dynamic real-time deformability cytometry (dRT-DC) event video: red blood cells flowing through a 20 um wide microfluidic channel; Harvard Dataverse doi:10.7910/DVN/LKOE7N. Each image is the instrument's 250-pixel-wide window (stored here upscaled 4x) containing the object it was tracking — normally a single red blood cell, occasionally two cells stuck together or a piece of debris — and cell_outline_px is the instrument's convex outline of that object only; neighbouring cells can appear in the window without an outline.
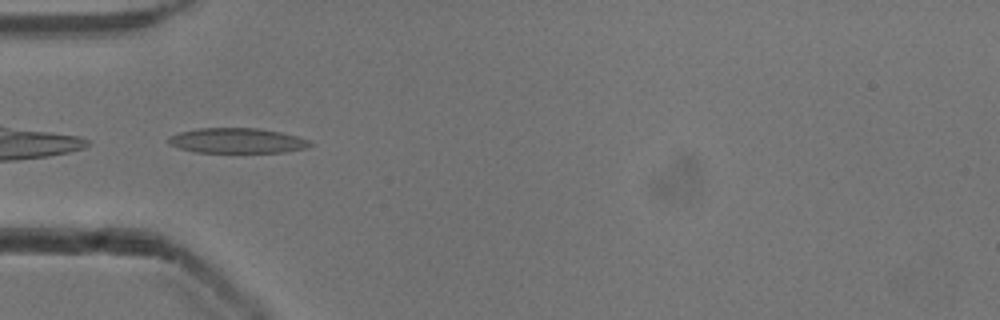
{"species": "common noctule bat (a hibernating species)", "species_latin": "Nyctalus noctula", "temperature_condition": "cold", "stored_images_in_passage": 35, "camera_frame_rate_fps": 3000, "um_per_image_px": 0.085, "animal": {"sex": "male", "body_mass_g": 13.3}, "frame": {"image": 1, "passage_image": 1, "time_ms": 0.0, "image_size_px": [1000, 320], "cell_outline_px": [[312, 144], [304, 148], [284, 152], [196, 152], [180, 148], [168, 144], [168, 136], [180, 132], [196, 128], [256, 128], [280, 132], [296, 136], [308, 140]], "centroid_in_image_um": [20.1, 11.95], "position_along_channel_um": 64.9, "area_um2": 20.52}}
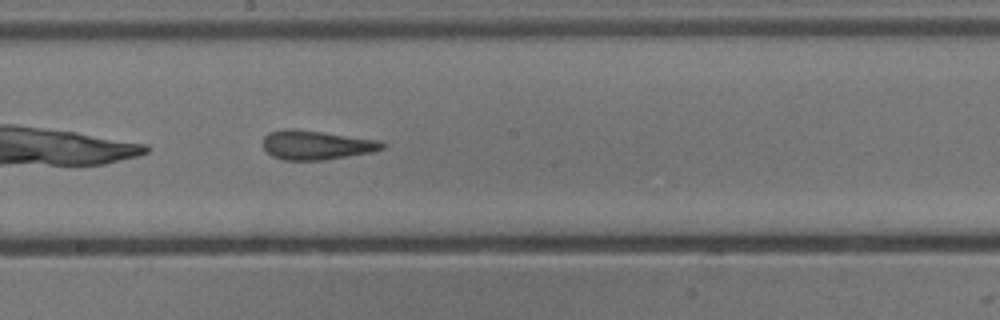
{"frame": {"image": 2, "passage_image": 13, "time_ms": 4.0, "image_size_px": [1000, 320], "cell_outline_px": [[388, 144], [384, 148], [372, 152], [324, 160], [284, 160], [272, 156], [264, 148], [264, 136], [268, 132], [284, 128], [292, 128], [380, 140]], "centroid_in_image_um": [26.9, 12.32], "position_along_channel_um": 221.3, "area_um2": 20.35}}
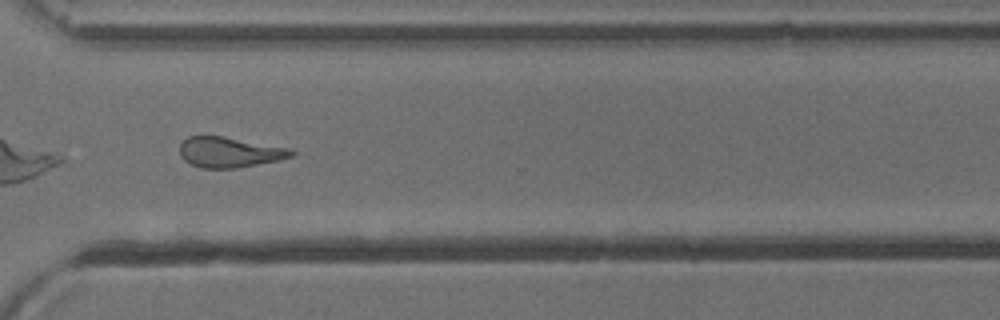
{"frame": {"image": 3, "passage_image": 23, "time_ms": 7.333, "image_size_px": [1000, 320], "cell_outline_px": [[296, 156], [280, 160], [236, 168], [200, 168], [184, 160], [180, 156], [180, 144], [188, 136], [224, 136], [288, 148], [296, 152]], "centroid_in_image_um": [19.52, 12.94], "position_along_channel_um": 351.1, "area_um2": 19.83}, "authors_computed_cell_mechanics": {"area_um2": 20.1144, "velocity_mm_per_s": 3.9078, "shape_relaxation_time_tau1_ms": 5.3763, "shape_relaxation_time_tau2_ms": 1.4212, "deformation_change_tau1": 0.1543, "deformation_change_tau2": 0.1158}}